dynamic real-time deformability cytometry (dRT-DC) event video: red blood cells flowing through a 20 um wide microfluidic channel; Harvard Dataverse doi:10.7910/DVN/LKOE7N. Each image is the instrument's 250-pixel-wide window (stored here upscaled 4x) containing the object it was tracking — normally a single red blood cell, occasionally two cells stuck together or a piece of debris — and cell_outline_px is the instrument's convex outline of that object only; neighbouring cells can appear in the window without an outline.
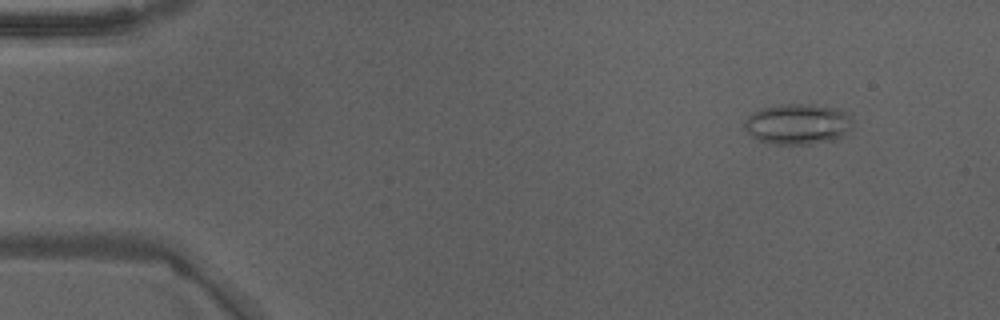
{"species": "Egyptian fruit bat (a non-hibernating species)", "species_latin": "Rousettus aegyptiacus", "temperature_condition": "warm", "stored_images_in_passage": 48, "camera_frame_rate_fps": 3000, "um_per_image_px": 0.085, "animal": {"sex": "male"}, "frame": {"image": 1, "passage_image": 5, "time_ms": 1.333, "image_size_px": [1000, 320], "cell_outline_px": [[852, 124], [844, 136], [832, 140], [808, 144], [768, 144], [756, 140], [744, 128], [744, 120], [752, 112], [760, 108], [780, 104], [812, 104], [836, 108], [848, 112], [852, 116]], "centroid_in_image_um": [67.79, 10.54], "position_along_channel_um": 17.2, "area_um2": 26.01}}
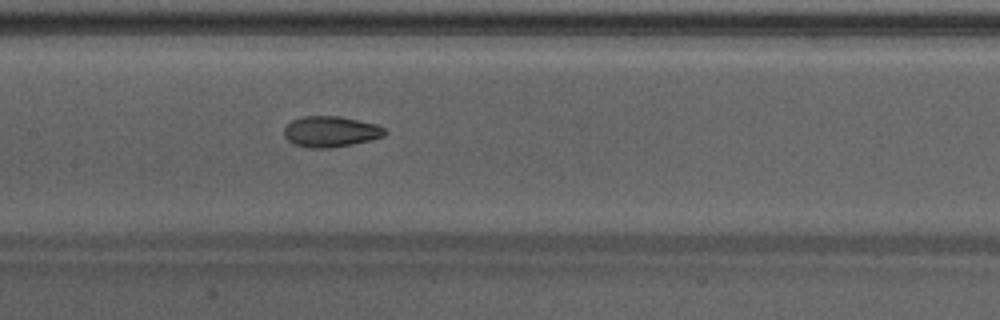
{"frame": {"image": 2, "passage_image": 24, "time_ms": 7.667, "image_size_px": [1000, 320], "cell_outline_px": [[388, 132], [384, 136], [372, 140], [332, 148], [308, 148], [292, 144], [284, 136], [284, 128], [292, 120], [304, 116], [340, 116], [376, 124], [384, 128]], "centroid_in_image_um": [28.11, 11.19], "position_along_channel_um": 179.3, "area_um2": 18.26}}
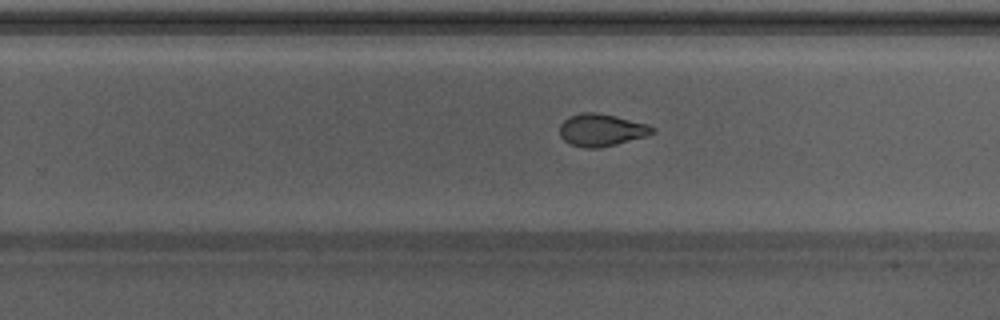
{"frame": {"image": 3, "passage_image": 31, "time_ms": 10.0, "image_size_px": [1000, 320], "cell_outline_px": [[656, 132], [648, 136], [600, 148], [584, 148], [572, 144], [564, 140], [560, 136], [560, 124], [568, 116], [580, 112], [596, 112], [616, 116], [648, 124], [656, 128]], "centroid_in_image_um": [51.14, 11.04], "position_along_channel_um": 278.7, "area_um2": 17.69}, "authors_computed_cell_mechanics": {"area_um2": 18.6694, "velocity_mm_per_s": 4.2736, "shape_relaxation_time_tau1_ms": 9.0941, "shape_relaxation_time_tau2_ms": 1.4416, "deformation_change_tau1": 0.2156, "deformation_change_tau2": 0.0683}}